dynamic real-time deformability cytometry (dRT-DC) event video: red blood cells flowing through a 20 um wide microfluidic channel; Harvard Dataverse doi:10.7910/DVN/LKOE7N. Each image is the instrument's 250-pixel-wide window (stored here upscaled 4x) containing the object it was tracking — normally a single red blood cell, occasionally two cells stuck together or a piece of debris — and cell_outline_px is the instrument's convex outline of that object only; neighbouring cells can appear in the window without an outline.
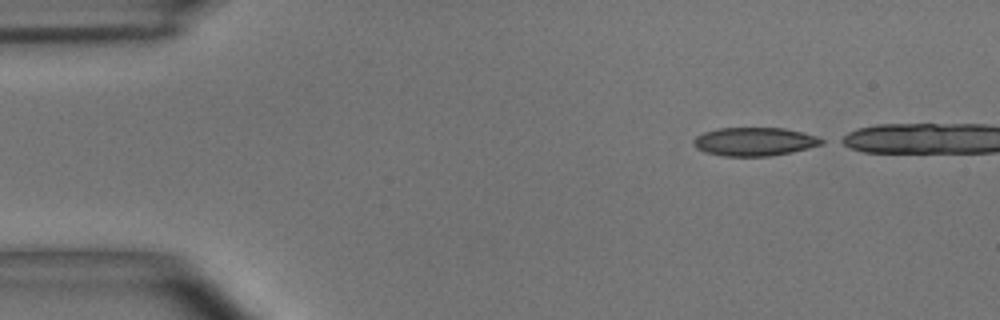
{"species": "common noctule bat (a hibernating species)", "species_latin": "Nyctalus noctula", "temperature_condition": "room temperature", "stored_images_in_passage": 39, "camera_frame_rate_fps": 3000, "um_per_image_px": 0.085, "animal": {"sex": "male", "body_mass_g": 15.6}, "frame": {"image": 1, "passage_image": 1, "time_ms": 0.0, "image_size_px": [1000, 320], "cell_outline_px": [[824, 144], [792, 152], [768, 156], [724, 156], [704, 152], [696, 148], [692, 144], [692, 140], [696, 136], [704, 132], [716, 128], [784, 128], [816, 136], [824, 140]], "centroid_in_image_um": [64.09, 12.04], "position_along_channel_um": 20.9, "area_um2": 21.27}}
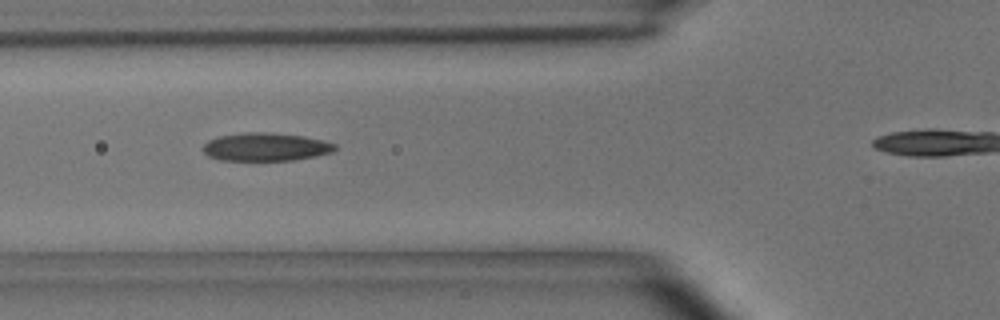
{"frame": {"image": 2, "passage_image": 14, "time_ms": 4.333, "image_size_px": [1000, 320], "cell_outline_px": [[336, 148], [332, 152], [316, 156], [292, 160], [220, 160], [208, 156], [204, 152], [204, 144], [208, 140], [220, 136], [248, 132], [264, 132], [304, 136], [324, 140], [336, 144]], "centroid_in_image_um": [22.6, 12.49], "position_along_channel_um": 103.2, "area_um2": 21.5}}
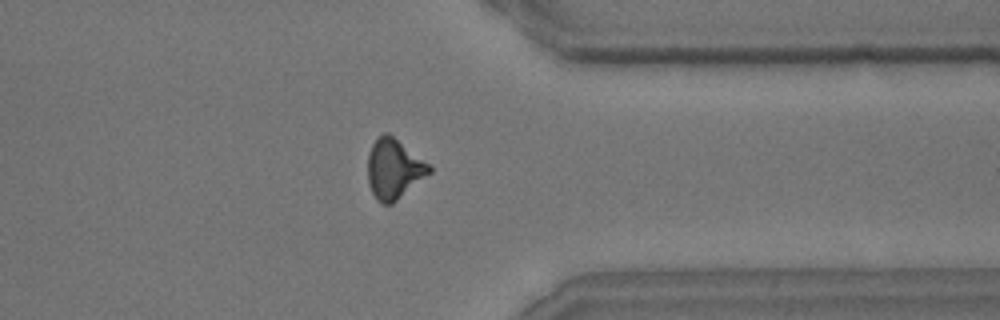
{"frame": {"image": 3, "passage_image": 37, "time_ms": 12.0, "image_size_px": [1000, 320], "cell_outline_px": [[432, 172], [392, 204], [380, 204], [376, 200], [368, 184], [368, 156], [372, 144], [384, 132], [388, 132], [432, 164]], "centroid_in_image_um": [33.51, 14.36], "position_along_channel_um": 377.9, "area_um2": 21.79}}